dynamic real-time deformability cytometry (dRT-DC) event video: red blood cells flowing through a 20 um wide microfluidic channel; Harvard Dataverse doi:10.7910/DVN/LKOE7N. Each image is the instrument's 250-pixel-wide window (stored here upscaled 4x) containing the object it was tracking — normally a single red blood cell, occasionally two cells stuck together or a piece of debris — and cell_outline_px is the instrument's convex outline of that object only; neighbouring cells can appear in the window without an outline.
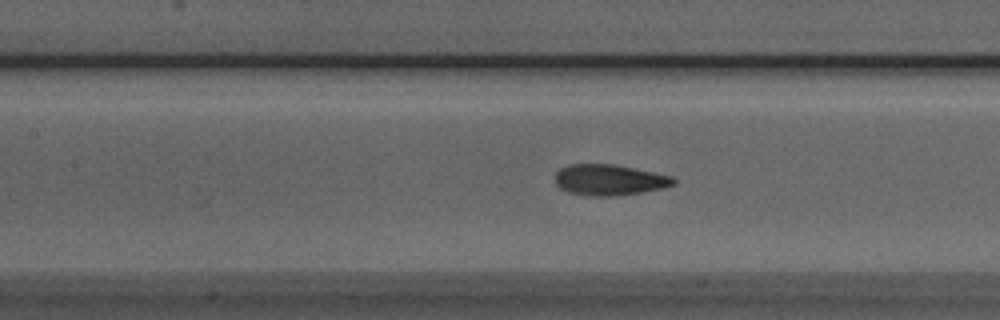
{"species": "Egyptian fruit bat (a non-hibernating species)", "species_latin": "Rousettus aegyptiacus", "temperature_condition": "room temperature", "stored_images_in_passage": 30, "camera_frame_rate_fps": 3000, "um_per_image_px": 0.085, "animal": {"sex": "male"}, "frame": {"image": 1, "passage_image": 8, "time_ms": 2.333, "image_size_px": [1000, 320], "cell_outline_px": [[676, 184], [664, 188], [616, 196], [592, 196], [568, 192], [560, 188], [556, 184], [556, 172], [560, 168], [568, 164], [612, 164], [672, 176], [676, 180]], "centroid_in_image_um": [51.78, 15.29], "position_along_channel_um": 155.6, "area_um2": 21.21}}
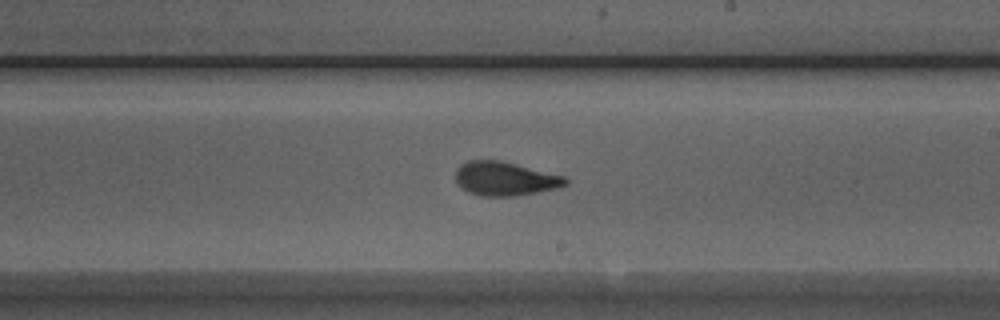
{"frame": {"image": 2, "passage_image": 15, "time_ms": 4.667, "image_size_px": [1000, 320], "cell_outline_px": [[568, 184], [556, 188], [536, 192], [512, 196], [480, 196], [468, 192], [456, 180], [456, 168], [460, 164], [468, 160], [496, 160], [564, 176], [568, 180]], "centroid_in_image_um": [42.89, 15.19], "position_along_channel_um": 246.1, "area_um2": 21.27}}
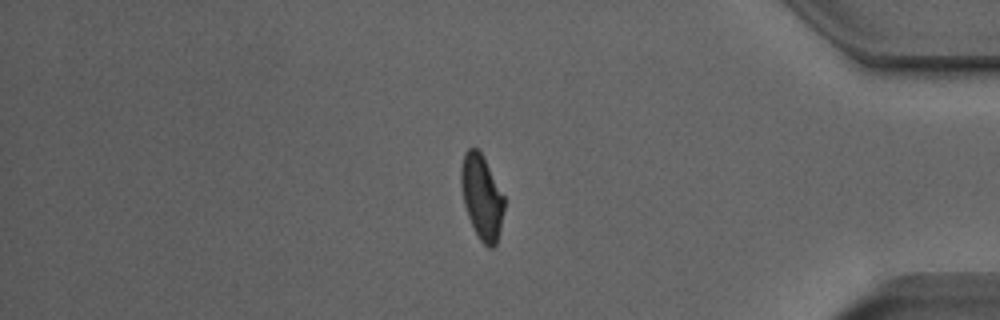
{"frame": {"image": 3, "passage_image": 29, "time_ms": 9.333, "image_size_px": [1000, 320], "cell_outline_px": [[504, 208], [500, 228], [496, 244], [492, 248], [488, 248], [480, 240], [468, 216], [464, 204], [460, 184], [460, 168], [464, 152], [468, 148], [476, 148], [480, 152], [504, 196]], "centroid_in_image_um": [40.92, 16.74], "position_along_channel_um": 394.3, "area_um2": 20.92}}